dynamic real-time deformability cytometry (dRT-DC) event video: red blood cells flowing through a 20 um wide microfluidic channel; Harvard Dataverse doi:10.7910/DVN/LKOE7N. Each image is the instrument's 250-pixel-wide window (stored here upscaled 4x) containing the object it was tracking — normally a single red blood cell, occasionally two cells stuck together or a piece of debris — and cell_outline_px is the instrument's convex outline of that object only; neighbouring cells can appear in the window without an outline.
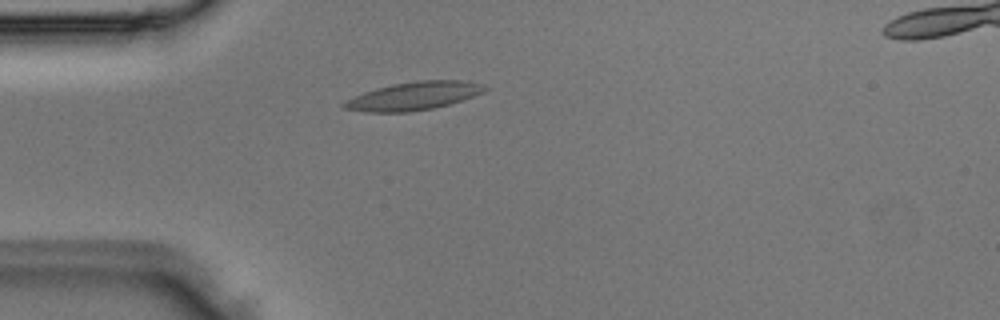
{"species": "Egyptian fruit bat (a non-hibernating species)", "species_latin": "Rousettus aegyptiacus", "temperature_condition": "room temperature", "stored_images_in_passage": 3, "camera_frame_rate_fps": 3000, "um_per_image_px": 0.085, "animal": {"sex": "male"}, "frame": {"image": 1, "passage_image": 3, "time_ms": 0.667, "image_size_px": [1000, 320], "cell_outline_px": [[488, 88], [484, 92], [448, 104], [432, 108], [408, 112], [364, 112], [344, 108], [340, 104], [344, 100], [364, 92], [392, 84], [416, 80], [460, 80], [484, 84]], "centroid_in_image_um": [35.13, 8.15], "position_along_channel_um": 49.9, "area_um2": 23.0}}